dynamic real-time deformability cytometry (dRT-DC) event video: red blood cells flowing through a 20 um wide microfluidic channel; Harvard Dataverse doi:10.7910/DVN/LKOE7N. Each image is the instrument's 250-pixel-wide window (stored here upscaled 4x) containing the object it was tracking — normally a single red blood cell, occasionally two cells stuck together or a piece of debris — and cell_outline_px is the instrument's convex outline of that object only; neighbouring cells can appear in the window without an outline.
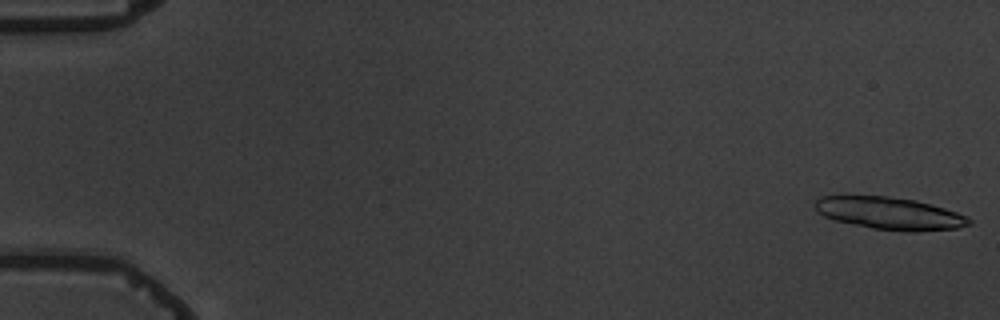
{"species": "common noctule bat (a hibernating species)", "species_latin": "Nyctalus noctula", "temperature_condition": "warm", "stored_images_in_passage": 5, "camera_frame_rate_fps": 3000, "um_per_image_px": 0.085, "animal": {"sex": "male", "body_mass_g": 19.5, "forearm_length_mm": 54.6}, "frame": {"image": 1, "passage_image": 1, "time_ms": 0.0, "image_size_px": [1000, 320], "cell_outline_px": [[972, 224], [956, 228], [916, 232], [904, 232], [872, 228], [836, 220], [824, 216], [816, 212], [816, 200], [820, 196], [844, 192], [888, 196], [916, 200], [932, 204], [968, 216], [972, 220]], "centroid_in_image_um": [75.56, 18.09], "position_along_channel_um": 9.4, "area_um2": 30.06}}